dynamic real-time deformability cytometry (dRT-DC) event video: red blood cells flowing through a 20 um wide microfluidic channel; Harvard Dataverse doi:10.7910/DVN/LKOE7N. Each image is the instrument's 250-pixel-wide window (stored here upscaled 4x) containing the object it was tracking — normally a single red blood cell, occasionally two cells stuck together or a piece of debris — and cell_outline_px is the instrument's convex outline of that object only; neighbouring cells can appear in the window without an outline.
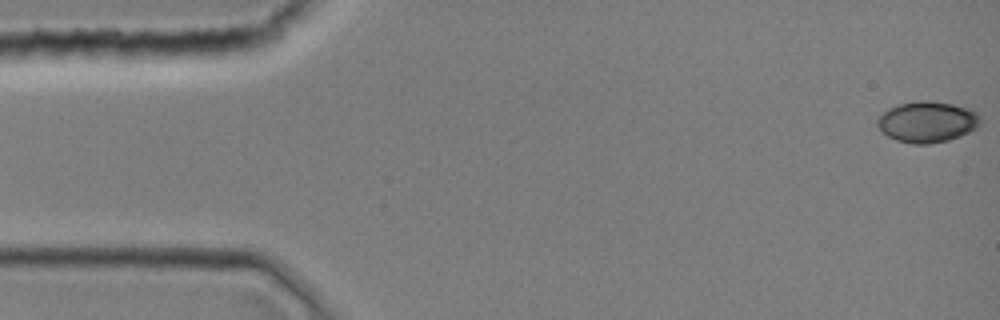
{"species": "common noctule bat (a hibernating species)", "species_latin": "Nyctalus noctula", "temperature_condition": "room temperature", "stored_images_in_passage": 44, "camera_frame_rate_fps": 3000, "um_per_image_px": 0.085, "animal": {"sex": "female", "body_mass_g": 19.0, "forearm_length_mm": 51.5}, "frame": {"image": 1, "passage_image": 1, "time_ms": 0.0, "image_size_px": [1000, 320], "cell_outline_px": [[980, 124], [976, 128], [960, 136], [948, 140], [928, 144], [912, 144], [896, 140], [888, 136], [876, 124], [876, 120], [888, 108], [900, 104], [916, 100], [928, 100], [952, 104], [968, 108], [976, 112], [980, 116]], "centroid_in_image_um": [78.81, 10.35], "position_along_channel_um": 6.2, "area_um2": 24.57}}
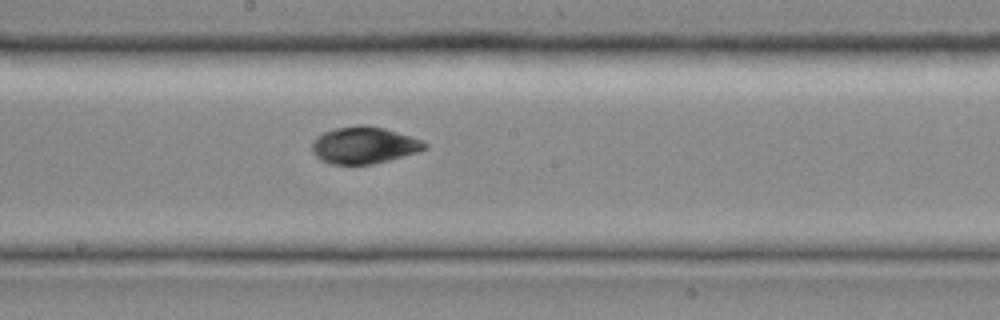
{"frame": {"image": 2, "passage_image": 24, "time_ms": 7.667, "image_size_px": [1000, 320], "cell_outline_px": [[428, 148], [416, 152], [388, 160], [372, 164], [328, 164], [320, 160], [312, 152], [312, 140], [316, 136], [332, 128], [356, 124], [364, 124], [384, 128], [420, 140], [428, 144]], "centroid_in_image_um": [30.87, 12.33], "position_along_channel_um": 217.3, "area_um2": 24.28}}
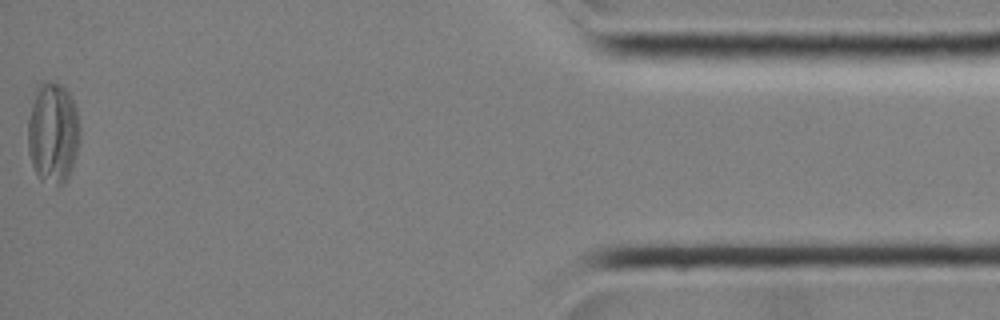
{"frame": {"image": 3, "passage_image": 44, "time_ms": 14.333, "image_size_px": [1000, 320], "cell_outline_px": [[80, 140], [68, 176], [64, 184], [56, 184], [40, 180], [36, 176], [28, 152], [28, 120], [36, 84], [44, 80], [48, 80], [60, 84], [68, 92], [76, 108], [80, 124]], "centroid_in_image_um": [4.48, 11.25], "position_along_channel_um": 430.7, "area_um2": 30.92}}